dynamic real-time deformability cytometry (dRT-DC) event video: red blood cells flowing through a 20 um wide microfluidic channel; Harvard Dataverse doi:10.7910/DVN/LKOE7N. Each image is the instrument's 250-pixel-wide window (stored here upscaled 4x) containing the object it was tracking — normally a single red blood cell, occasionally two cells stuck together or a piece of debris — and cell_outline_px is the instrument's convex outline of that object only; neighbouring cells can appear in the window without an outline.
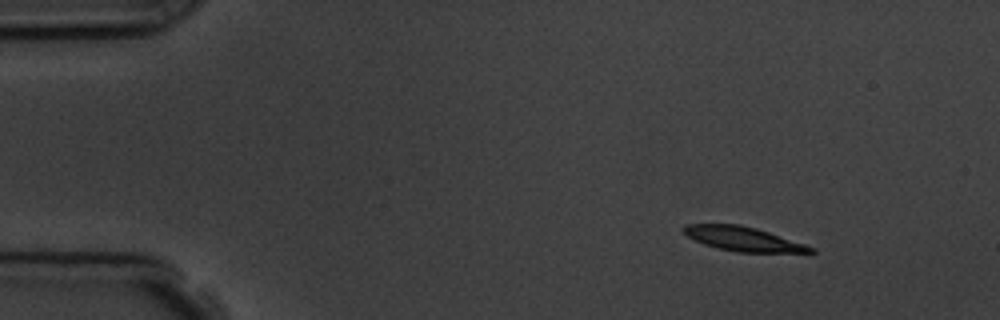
{"species": "common noctule bat (a hibernating species)", "species_latin": "Nyctalus noctula", "temperature_condition": "room temperature", "stored_images_in_passage": 4, "camera_frame_rate_fps": 3000, "um_per_image_px": 0.085, "animal": {"sex": "male", "body_mass_g": 19.5, "forearm_length_mm": 54.6}, "frame": {"image": 1, "passage_image": 1, "time_ms": 0.0, "image_size_px": [1000, 320], "cell_outline_px": [[816, 252], [736, 252], [716, 248], [704, 244], [688, 236], [680, 228], [684, 224], [740, 224], [756, 228], [816, 248]], "centroid_in_image_um": [63.12, 20.3], "position_along_channel_um": 21.9, "area_um2": 17.8}}
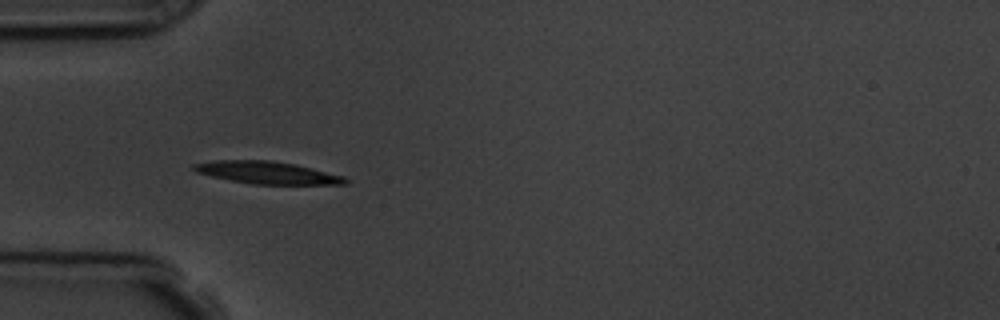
{"frame": {"image": 2, "passage_image": 3, "time_ms": 3.333, "image_size_px": [1000, 320], "cell_outline_px": [[348, 184], [252, 184], [212, 176], [196, 172], [192, 168], [192, 164], [212, 160], [268, 160], [296, 164], [344, 176], [348, 180]], "centroid_in_image_um": [22.71, 14.66], "position_along_channel_um": 62.3, "area_um2": 19.65}}